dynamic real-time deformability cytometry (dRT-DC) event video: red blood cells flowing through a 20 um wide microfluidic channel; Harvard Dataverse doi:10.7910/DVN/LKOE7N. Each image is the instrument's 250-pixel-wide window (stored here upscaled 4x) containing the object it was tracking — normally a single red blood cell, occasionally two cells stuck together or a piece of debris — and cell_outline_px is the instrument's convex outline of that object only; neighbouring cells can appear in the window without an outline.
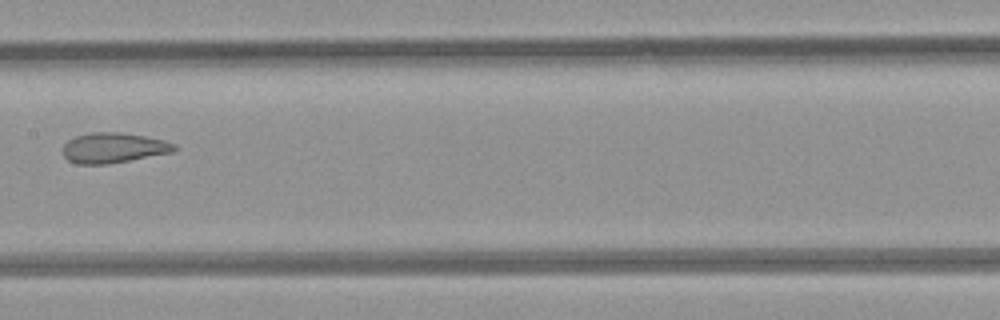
{"species": "common noctule bat (a hibernating species)", "species_latin": "Nyctalus noctula", "temperature_condition": "room temperature", "stored_images_in_passage": 4, "camera_frame_rate_fps": 3000, "um_per_image_px": 0.085, "animal": {"sex": "female", "body_mass_g": 21.9}, "frame": {"image": 1, "passage_image": 4, "time_ms": 4.0, "image_size_px": [1000, 320], "cell_outline_px": [[176, 148], [172, 152], [128, 160], [104, 164], [76, 164], [68, 160], [64, 156], [64, 144], [68, 140], [76, 136], [92, 132], [120, 132], [144, 136], [164, 140], [176, 144]], "centroid_in_image_um": [9.63, 12.56], "position_along_channel_um": 197.8, "area_um2": 19.36}}